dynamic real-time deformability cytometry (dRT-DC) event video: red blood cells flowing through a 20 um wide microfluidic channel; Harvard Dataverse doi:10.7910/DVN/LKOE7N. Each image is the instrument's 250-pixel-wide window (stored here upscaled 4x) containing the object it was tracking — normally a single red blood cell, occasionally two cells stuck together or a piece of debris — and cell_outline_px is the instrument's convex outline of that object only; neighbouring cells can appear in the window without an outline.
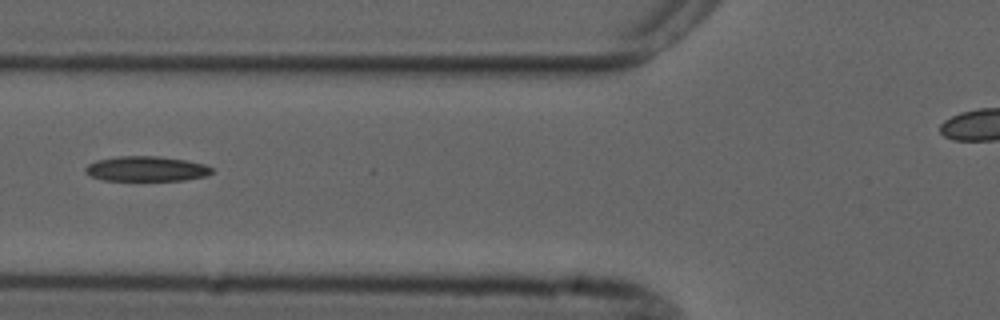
{"species": "common noctule bat (a hibernating species)", "species_latin": "Nyctalus noctula", "temperature_condition": "cold", "stored_images_in_passage": 6, "camera_frame_rate_fps": 3000, "um_per_image_px": 0.085, "animal": {"sex": "male", "forearm_length_mm": 52.5}, "frame": {"image": 1, "passage_image": 6, "time_ms": 5.667, "image_size_px": [1000, 320], "cell_outline_px": [[212, 172], [208, 176], [184, 180], [104, 180], [92, 176], [84, 172], [84, 168], [88, 164], [96, 160], [120, 156], [160, 156], [184, 160], [204, 164], [212, 168]], "centroid_in_image_um": [12.43, 14.34], "position_along_channel_um": 113.4, "area_um2": 18.38}}